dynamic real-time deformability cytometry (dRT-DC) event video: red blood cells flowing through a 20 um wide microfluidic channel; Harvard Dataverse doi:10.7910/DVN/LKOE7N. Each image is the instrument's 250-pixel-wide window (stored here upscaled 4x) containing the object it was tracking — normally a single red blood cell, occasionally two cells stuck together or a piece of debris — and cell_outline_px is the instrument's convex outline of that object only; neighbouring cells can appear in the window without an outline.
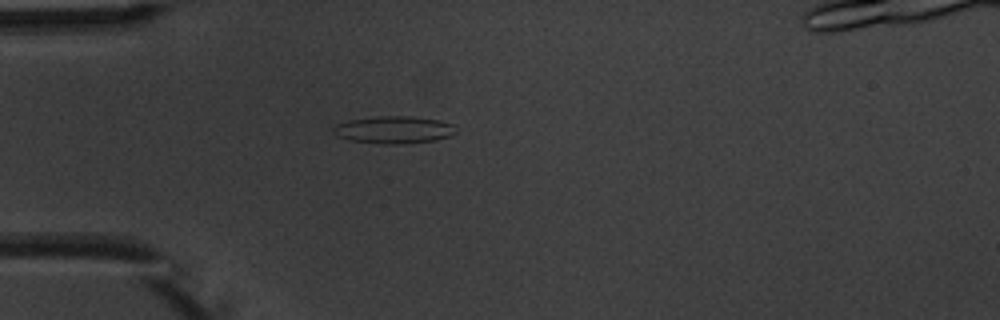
{"species": "common noctule bat (a hibernating species)", "species_latin": "Nyctalus noctula", "temperature_condition": "warm", "stored_images_in_passage": 1, "camera_frame_rate_fps": 3000, "um_per_image_px": 0.085, "animal": {"sex": "male", "body_mass_g": 20.1, "forearm_length_mm": 53.5}, "frame": {"image": 1, "passage_image": 1, "time_ms": 0.0, "image_size_px": [1000, 320], "cell_outline_px": [[456, 132], [448, 136], [436, 140], [396, 144], [384, 144], [352, 140], [336, 136], [332, 132], [332, 128], [336, 124], [348, 120], [376, 116], [412, 116], [440, 120], [452, 124]], "centroid_in_image_um": [33.44, 11.02], "position_along_channel_um": 51.6, "area_um2": 19.48}}